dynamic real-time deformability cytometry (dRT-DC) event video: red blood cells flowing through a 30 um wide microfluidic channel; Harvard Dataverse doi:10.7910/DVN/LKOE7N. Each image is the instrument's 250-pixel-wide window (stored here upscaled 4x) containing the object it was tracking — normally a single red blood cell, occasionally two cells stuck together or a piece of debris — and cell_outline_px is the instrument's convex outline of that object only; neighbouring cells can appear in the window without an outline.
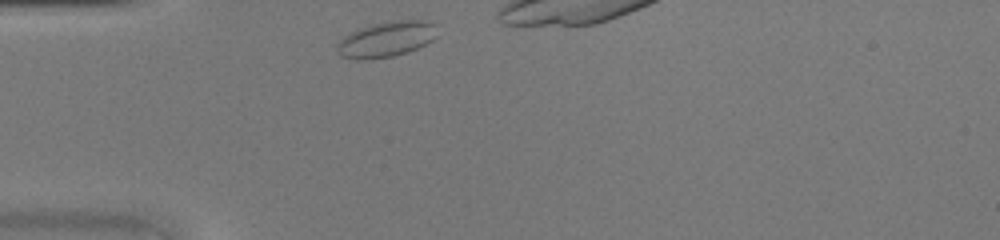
{"species": "common noctule bat (a hibernating species)", "species_latin": "Nyctalus noctula", "temperature_condition": "warm", "stored_images_in_passage": 26, "camera_frame_rate_fps": 3000, "um_per_image_px": 0.085, "animal": {"sex": "female", "body_mass_g": 20.0, "forearm_length_mm": 54.0}, "frame": {"image": 1, "passage_image": 1, "time_ms": 0.0, "image_size_px": [1000, 240], "cell_outline_px": [[440, 36], [408, 52], [392, 56], [364, 60], [356, 60], [340, 56], [336, 48], [336, 44], [340, 36], [348, 32], [360, 28], [376, 24], [396, 20], [424, 20], [436, 24]], "centroid_in_image_um": [32.82, 3.34], "position_along_channel_um": 52.2, "area_um2": 21.1}}
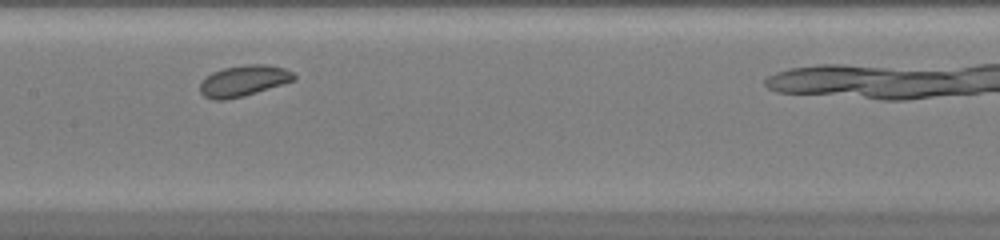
{"frame": {"image": 2, "passage_image": 11, "time_ms": 3.333, "image_size_px": [1000, 240], "cell_outline_px": [[296, 80], [244, 96], [224, 100], [212, 100], [204, 96], [200, 92], [200, 84], [212, 72], [224, 68], [248, 64], [264, 64], [284, 68], [292, 72], [296, 76]], "centroid_in_image_um": [20.72, 6.87], "position_along_channel_um": 186.7, "area_um2": 16.88}}
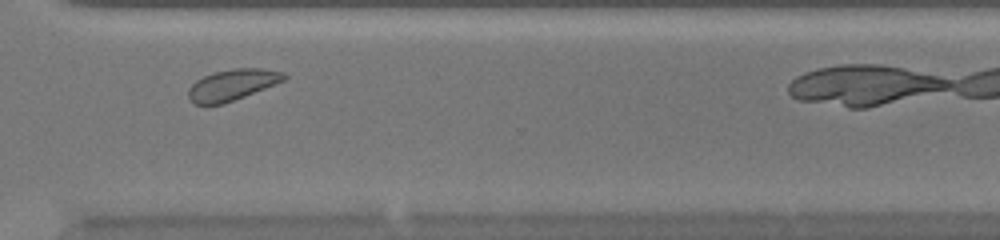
{"frame": {"image": 3, "passage_image": 22, "time_ms": 7.0, "image_size_px": [1000, 240], "cell_outline_px": [[288, 76], [284, 80], [224, 104], [196, 104], [188, 96], [188, 88], [196, 80], [212, 72], [236, 68], [260, 68], [284, 72]], "centroid_in_image_um": [19.73, 7.19], "position_along_channel_um": 350.9, "area_um2": 17.11}}